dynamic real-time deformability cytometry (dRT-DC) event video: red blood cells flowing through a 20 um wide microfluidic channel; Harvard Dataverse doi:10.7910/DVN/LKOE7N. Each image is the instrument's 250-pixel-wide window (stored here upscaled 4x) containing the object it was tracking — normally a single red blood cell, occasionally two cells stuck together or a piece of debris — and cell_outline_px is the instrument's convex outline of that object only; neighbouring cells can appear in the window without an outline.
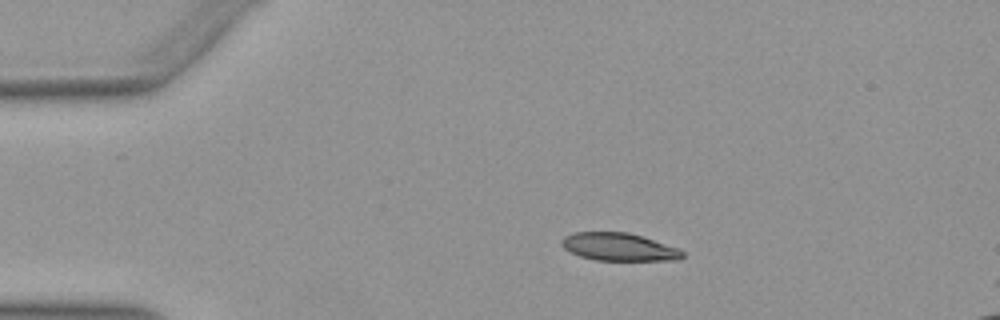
{"species": "Egyptian fruit bat (a non-hibernating species)", "species_latin": "Rousettus aegyptiacus", "temperature_condition": "warm", "stored_images_in_passage": 12, "camera_frame_rate_fps": 3000, "um_per_image_px": 0.085, "animal": {"sex": "female"}, "frame": {"image": 1, "passage_image": 10, "time_ms": 3.0, "image_size_px": [1000, 320], "cell_outline_px": [[684, 256], [680, 260], [596, 260], [580, 256], [564, 248], [560, 244], [560, 240], [564, 236], [576, 232], [628, 232], [644, 236], [680, 248], [684, 252]], "centroid_in_image_um": [52.65, 20.98], "position_along_channel_um": 32.4, "area_um2": 19.77}}